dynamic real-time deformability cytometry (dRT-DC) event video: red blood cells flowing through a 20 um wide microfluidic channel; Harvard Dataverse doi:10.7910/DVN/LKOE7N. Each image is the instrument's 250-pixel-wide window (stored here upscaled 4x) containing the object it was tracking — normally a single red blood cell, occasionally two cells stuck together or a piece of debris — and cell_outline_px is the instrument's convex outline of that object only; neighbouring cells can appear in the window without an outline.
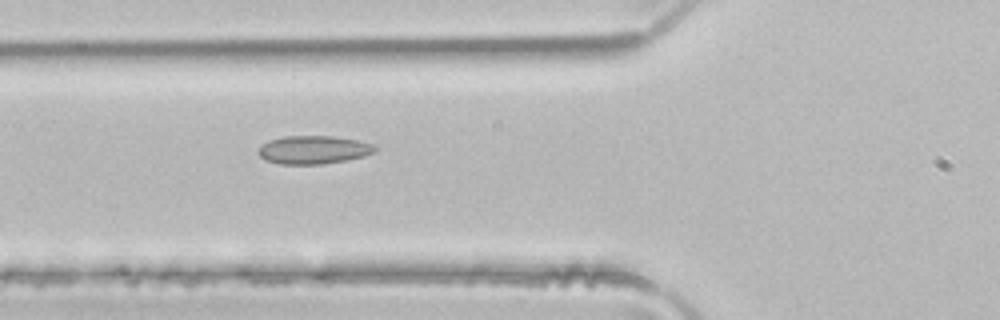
{"species": "common noctule bat (a hibernating species)", "species_latin": "Nyctalus noctula", "temperature_condition": "room temperature", "stored_images_in_passage": 5, "camera_frame_rate_fps": 3000, "um_per_image_px": 0.085, "animal": {"sex": "male", "body_mass_g": 21.5, "forearm_length_mm": 52.0}, "frame": {"image": 1, "passage_image": 5, "time_ms": 1.333, "image_size_px": [1000, 320], "cell_outline_px": [[376, 152], [364, 156], [348, 160], [320, 164], [280, 164], [264, 160], [256, 152], [268, 140], [284, 136], [332, 136], [356, 140], [372, 144], [376, 148]], "centroid_in_image_um": [26.63, 12.74], "position_along_channel_um": 99.2, "area_um2": 19.19}}